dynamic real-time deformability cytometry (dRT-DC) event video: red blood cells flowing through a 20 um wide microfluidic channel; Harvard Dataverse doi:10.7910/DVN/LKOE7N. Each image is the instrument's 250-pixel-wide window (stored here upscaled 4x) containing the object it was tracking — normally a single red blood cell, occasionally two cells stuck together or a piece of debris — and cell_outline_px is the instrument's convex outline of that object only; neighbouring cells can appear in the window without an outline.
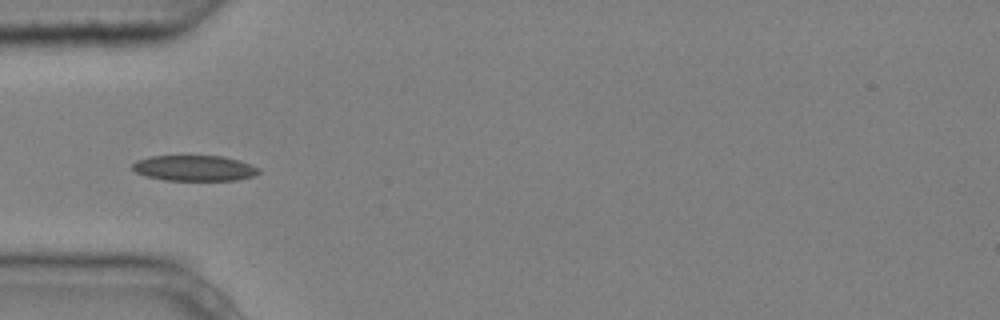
{"species": "common noctule bat (a hibernating species)", "species_latin": "Nyctalus noctula", "temperature_condition": "cold", "stored_images_in_passage": 6, "camera_frame_rate_fps": 3000, "um_per_image_px": 0.085, "animal": {"sex": "male", "body_mass_g": 20.4}, "frame": {"image": 1, "passage_image": 4, "time_ms": 1.0, "image_size_px": [1000, 320], "cell_outline_px": [[260, 172], [252, 176], [236, 180], [164, 180], [148, 176], [136, 172], [132, 168], [132, 164], [136, 160], [152, 156], [220, 156], [240, 160], [252, 164], [260, 168]], "centroid_in_image_um": [16.55, 14.28], "position_along_channel_um": 68.5, "area_um2": 18.79}}
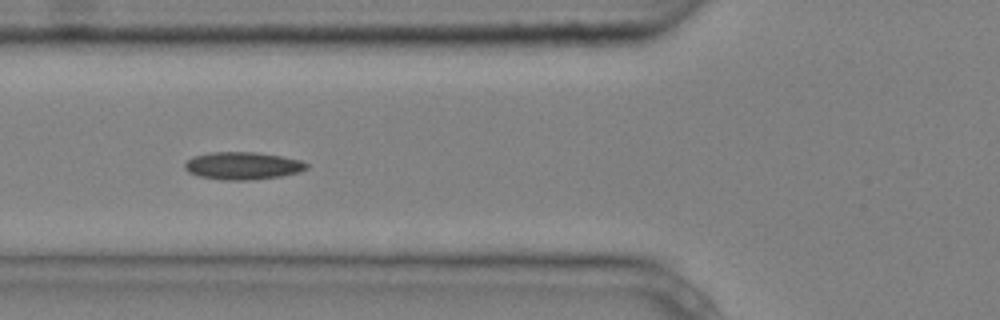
{"frame": {"image": 2, "passage_image": 5, "time_ms": 1.333, "image_size_px": [1000, 320], "cell_outline_px": [[308, 168], [300, 172], [280, 176], [248, 180], [220, 180], [200, 176], [188, 172], [184, 168], [184, 164], [192, 156], [208, 152], [256, 152], [280, 156], [300, 160], [308, 164]], "centroid_in_image_um": [20.6, 14.08], "position_along_channel_um": 105.2, "area_um2": 19.59}}